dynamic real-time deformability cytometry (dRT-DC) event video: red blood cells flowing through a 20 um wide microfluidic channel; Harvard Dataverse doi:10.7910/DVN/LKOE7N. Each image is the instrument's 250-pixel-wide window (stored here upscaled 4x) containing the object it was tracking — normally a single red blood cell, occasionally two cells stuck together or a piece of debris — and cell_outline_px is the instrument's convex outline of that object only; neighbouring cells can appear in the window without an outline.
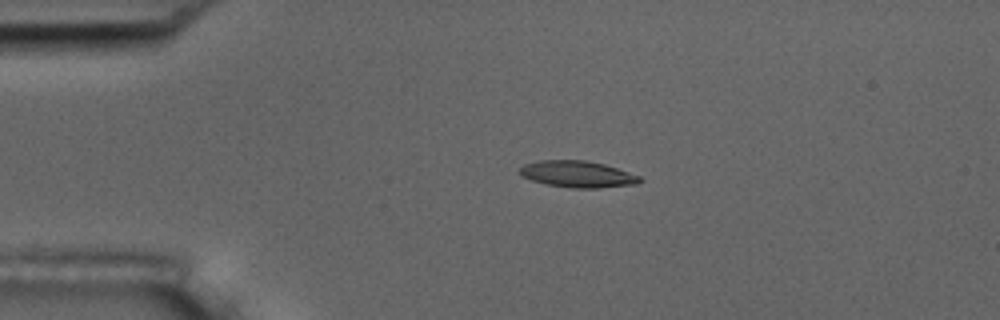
{"species": "common noctule bat (a hibernating species)", "species_latin": "Nyctalus noctula", "temperature_condition": "room temperature", "stored_images_in_passage": 5, "camera_frame_rate_fps": 3000, "um_per_image_px": 0.085, "animal": {"sex": "male", "body_mass_g": 17.5, "forearm_length_mm": 52.3}, "frame": {"image": 1, "passage_image": 3, "time_ms": 2.333, "image_size_px": [1000, 320], "cell_outline_px": [[644, 180], [636, 184], [600, 188], [572, 188], [544, 184], [520, 176], [520, 168], [524, 164], [540, 160], [584, 160], [604, 164], [640, 176]], "centroid_in_image_um": [49.08, 14.81], "position_along_channel_um": 35.9, "area_um2": 18.61}}